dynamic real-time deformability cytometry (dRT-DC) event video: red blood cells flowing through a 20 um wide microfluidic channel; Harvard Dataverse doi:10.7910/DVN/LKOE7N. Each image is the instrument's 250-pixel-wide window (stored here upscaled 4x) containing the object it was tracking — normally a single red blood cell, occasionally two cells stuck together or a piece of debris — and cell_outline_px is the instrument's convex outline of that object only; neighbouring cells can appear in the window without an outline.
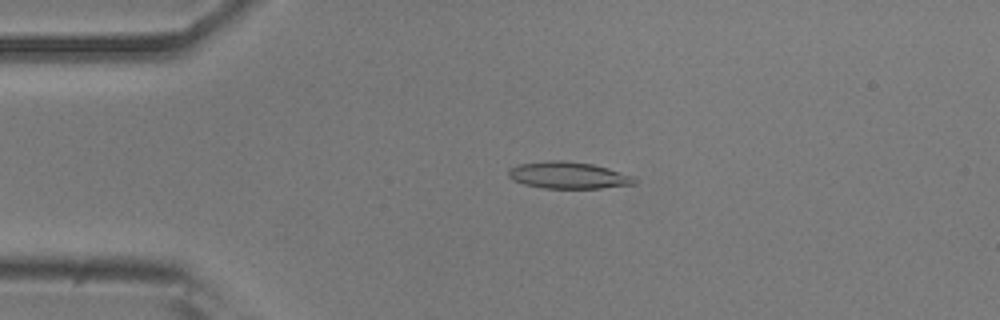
{"species": "common noctule bat (a hibernating species)", "species_latin": "Nyctalus noctula", "temperature_condition": "room temperature", "stored_images_in_passage": 13, "camera_frame_rate_fps": 3000, "um_per_image_px": 0.085, "animal": {"sex": "male", "body_mass_g": 20.5, "forearm_length_mm": 52.5}, "frame": {"image": 1, "passage_image": 10, "time_ms": 3.0, "image_size_px": [1000, 320], "cell_outline_px": [[636, 184], [600, 188], [544, 188], [524, 184], [512, 180], [508, 176], [508, 168], [520, 164], [548, 160], [564, 160], [592, 164], [608, 168], [632, 176], [636, 180]], "centroid_in_image_um": [48.27, 14.89], "position_along_channel_um": 36.7, "area_um2": 19.65}}